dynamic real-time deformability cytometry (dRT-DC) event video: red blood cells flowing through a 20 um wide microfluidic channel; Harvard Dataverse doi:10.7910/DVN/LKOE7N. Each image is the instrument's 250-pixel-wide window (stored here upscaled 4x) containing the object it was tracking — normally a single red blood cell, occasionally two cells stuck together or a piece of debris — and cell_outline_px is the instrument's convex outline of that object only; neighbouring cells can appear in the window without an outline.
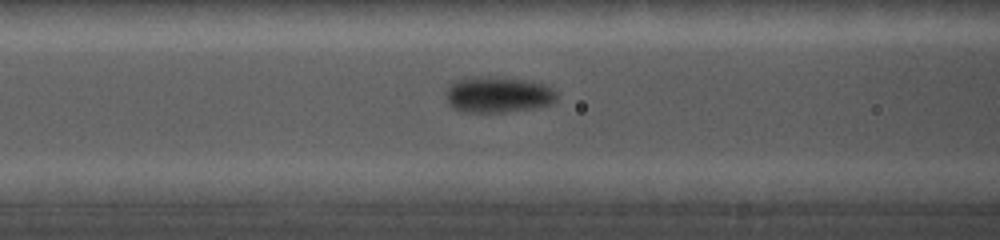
{"species": "common noctule bat (a hibernating species)", "species_latin": "Nyctalus noctula", "temperature_condition": "cold", "stored_images_in_passage": 11, "camera_frame_rate_fps": 5000, "um_per_image_px": 0.085, "animal": {"sex": "female", "body_mass_g": 19.0, "forearm_length_mm": 56.7}, "frame": {"image": 1, "passage_image": 8, "time_ms": 4.2, "image_size_px": [1000, 240], "cell_outline_px": [[556, 100], [552, 104], [536, 108], [504, 112], [460, 112], [452, 108], [448, 104], [448, 84], [456, 80], [472, 76], [504, 76], [528, 80], [544, 84], [552, 88], [556, 92]], "centroid_in_image_um": [42.34, 8.03], "position_along_channel_um": 124.3, "area_um2": 23.76}}